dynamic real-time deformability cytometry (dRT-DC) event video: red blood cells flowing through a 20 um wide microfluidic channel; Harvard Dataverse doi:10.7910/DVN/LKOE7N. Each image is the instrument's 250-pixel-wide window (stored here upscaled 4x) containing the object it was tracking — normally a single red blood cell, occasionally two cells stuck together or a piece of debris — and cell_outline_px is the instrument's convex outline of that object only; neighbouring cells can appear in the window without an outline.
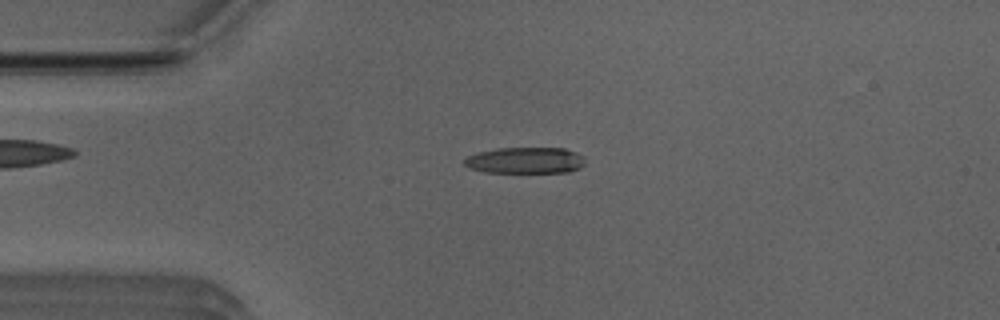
{"species": "Egyptian fruit bat (a non-hibernating species)", "species_latin": "Rousettus aegyptiacus", "temperature_condition": "room temperature", "stored_images_in_passage": 49, "camera_frame_rate_fps": 3000, "um_per_image_px": 0.085, "animal": {"sex": "male"}, "frame": {"image": 1, "passage_image": 10, "time_ms": 3.0, "image_size_px": [1000, 320], "cell_outline_px": [[584, 164], [580, 168], [568, 172], [484, 172], [472, 168], [464, 164], [464, 160], [468, 156], [476, 152], [496, 148], [564, 148], [576, 152], [584, 156]], "centroid_in_image_um": [44.67, 13.62], "position_along_channel_um": 40.3, "area_um2": 18.5}}
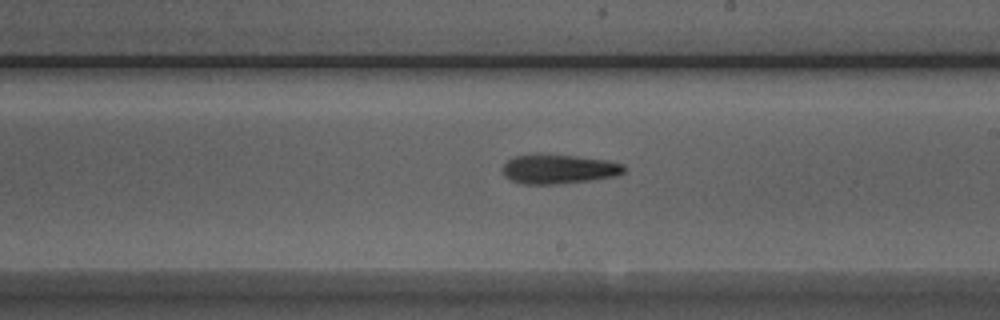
{"frame": {"image": 2, "passage_image": 27, "time_ms": 8.667, "image_size_px": [1000, 320], "cell_outline_px": [[624, 172], [616, 176], [588, 180], [552, 184], [524, 184], [512, 180], [504, 176], [504, 164], [512, 156], [532, 152], [540, 152], [576, 156], [604, 160], [624, 164]], "centroid_in_image_um": [47.43, 14.33], "position_along_channel_um": 241.6, "area_um2": 20.98}}
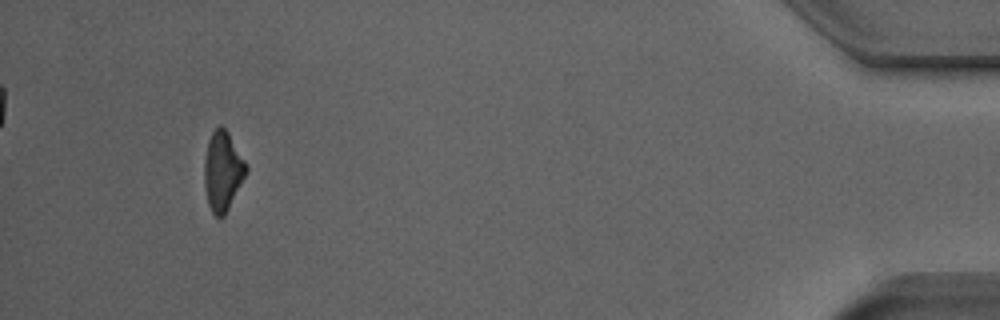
{"frame": {"image": 3, "passage_image": 46, "time_ms": 15.0, "image_size_px": [1000, 320], "cell_outline_px": [[248, 172], [224, 216], [220, 220], [212, 212], [208, 204], [204, 184], [204, 160], [208, 140], [212, 132], [220, 124], [228, 132], [248, 164]], "centroid_in_image_um": [18.94, 14.54], "position_along_channel_um": 416.3, "area_um2": 19.59}, "authors_computed_cell_mechanics": {"area_um2": 20.0566, "velocity_mm_per_s": 3.9693, "shape_relaxation_time_tau1_ms": 5.3559, "shape_relaxation_time_tau2_ms": null, "deformation_change_tau1": 0.1497, "deformation_change_tau2": null}}